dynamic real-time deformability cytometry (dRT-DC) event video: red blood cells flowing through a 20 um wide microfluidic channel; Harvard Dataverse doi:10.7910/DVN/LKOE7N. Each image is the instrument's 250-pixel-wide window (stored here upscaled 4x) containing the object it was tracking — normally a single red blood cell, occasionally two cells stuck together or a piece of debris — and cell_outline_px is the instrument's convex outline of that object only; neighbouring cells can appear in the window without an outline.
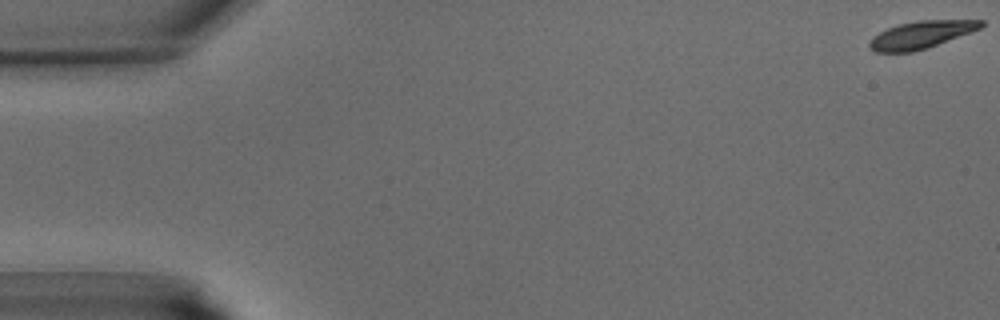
{"species": "common noctule bat (a hibernating species)", "species_latin": "Nyctalus noctula", "temperature_condition": "warm", "stored_images_in_passage": 43, "camera_frame_rate_fps": 3000, "um_per_image_px": 0.085, "animal": {"sex": "male", "body_mass_g": 15.6}, "frame": {"image": 1, "passage_image": 1, "time_ms": 0.0, "image_size_px": [1000, 320], "cell_outline_px": [[984, 24], [980, 28], [972, 32], [928, 48], [912, 52], [876, 52], [868, 48], [868, 40], [872, 36], [888, 28], [900, 24], [916, 20], [984, 20]], "centroid_in_image_um": [78.27, 2.96], "position_along_channel_um": 6.7, "area_um2": 17.98}}
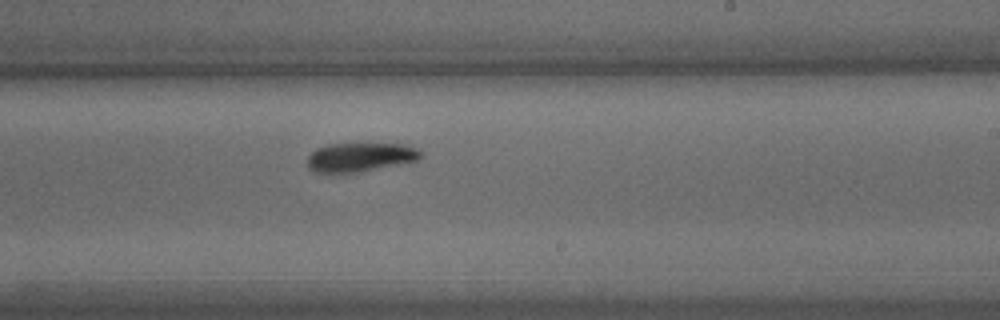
{"frame": {"image": 2, "passage_image": 26, "time_ms": 8.333, "image_size_px": [1000, 320], "cell_outline_px": [[424, 152], [416, 160], [408, 164], [360, 172], [312, 172], [308, 168], [308, 156], [316, 148], [328, 144], [404, 144], [416, 148]], "centroid_in_image_um": [30.66, 13.37], "position_along_channel_um": 258.3, "area_um2": 19.36}}
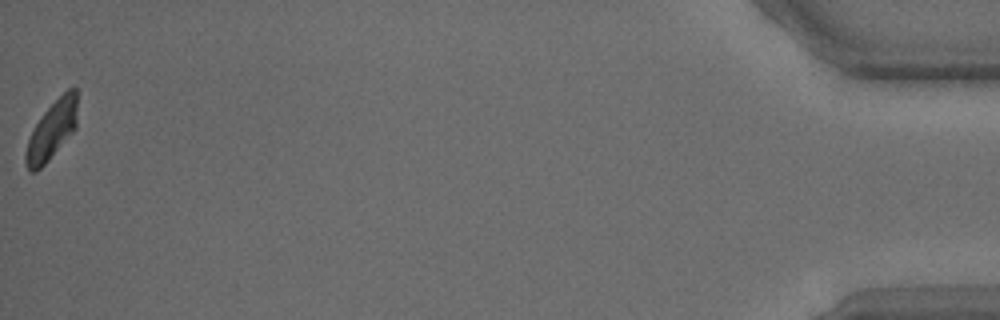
{"frame": {"image": 3, "passage_image": 43, "time_ms": 14.0, "image_size_px": [1000, 320], "cell_outline_px": [[76, 128], [48, 160], [36, 172], [28, 172], [24, 164], [24, 152], [28, 140], [36, 124], [44, 112], [68, 88], [76, 88]], "centroid_in_image_um": [4.36, 11.12], "position_along_channel_um": 430.8, "area_um2": 17.22}}